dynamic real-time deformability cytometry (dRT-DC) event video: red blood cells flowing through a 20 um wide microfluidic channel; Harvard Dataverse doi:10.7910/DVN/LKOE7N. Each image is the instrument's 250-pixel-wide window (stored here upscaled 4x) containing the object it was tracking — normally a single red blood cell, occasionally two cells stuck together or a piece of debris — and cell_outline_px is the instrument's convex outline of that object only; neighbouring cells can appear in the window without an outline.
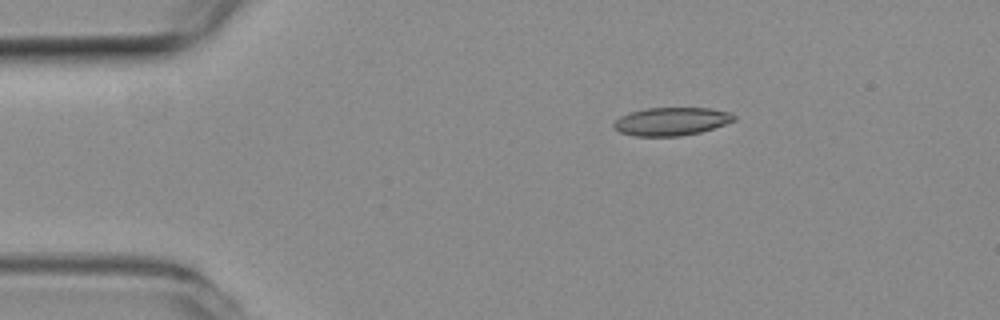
{"species": "common noctule bat (a hibernating species)", "species_latin": "Nyctalus noctula", "temperature_condition": "room temperature", "stored_images_in_passage": 46, "camera_frame_rate_fps": 3000, "um_per_image_px": 0.085, "animal": {"sex": "female", "body_mass_g": 19.3, "forearm_length_mm": 54.1}, "frame": {"image": 1, "passage_image": 1, "time_ms": 0.0, "image_size_px": [1000, 320], "cell_outline_px": [[736, 120], [700, 132], [680, 136], [636, 136], [620, 132], [612, 124], [620, 116], [628, 112], [644, 108], [708, 108], [732, 112], [736, 116]], "centroid_in_image_um": [57.07, 10.31], "position_along_channel_um": 27.9, "area_um2": 19.71}}
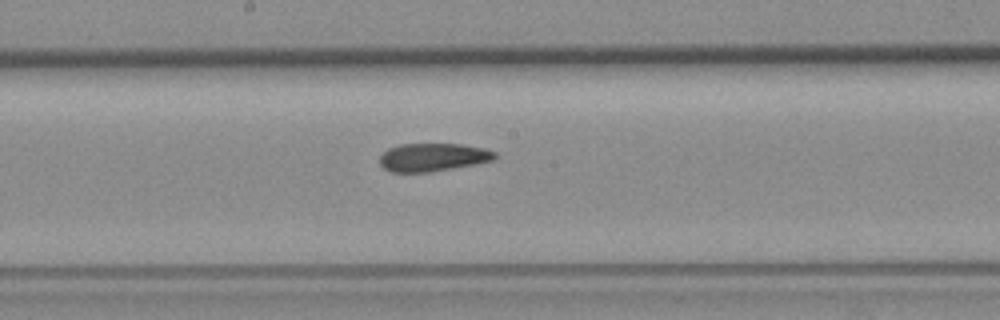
{"frame": {"image": 2, "passage_image": 20, "time_ms": 6.333, "image_size_px": [1000, 320], "cell_outline_px": [[496, 160], [476, 164], [432, 172], [392, 172], [384, 168], [380, 164], [380, 156], [388, 148], [400, 144], [460, 144], [484, 148], [496, 152]], "centroid_in_image_um": [36.82, 13.37], "position_along_channel_um": 211.4, "area_um2": 18.96}}
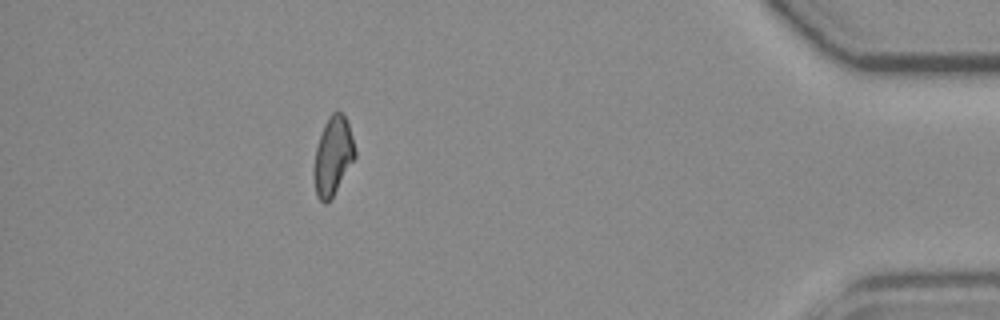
{"frame": {"image": 3, "passage_image": 40, "time_ms": 13.0, "image_size_px": [1000, 320], "cell_outline_px": [[356, 156], [332, 200], [328, 204], [324, 204], [316, 196], [312, 172], [312, 168], [316, 148], [324, 124], [328, 116], [336, 108], [344, 116], [348, 124], [352, 136], [356, 152]], "centroid_in_image_um": [28.28, 13.31], "position_along_channel_um": 406.9, "area_um2": 19.25}, "authors_computed_cell_mechanics": {"area_um2": 19.363, "velocity_mm_per_s": 3.7836, "shape_relaxation_time_tau1_ms": null, "shape_relaxation_time_tau2_ms": 5.0024, "deformation_change_tau1": null, "deformation_change_tau2": 0.1463}}